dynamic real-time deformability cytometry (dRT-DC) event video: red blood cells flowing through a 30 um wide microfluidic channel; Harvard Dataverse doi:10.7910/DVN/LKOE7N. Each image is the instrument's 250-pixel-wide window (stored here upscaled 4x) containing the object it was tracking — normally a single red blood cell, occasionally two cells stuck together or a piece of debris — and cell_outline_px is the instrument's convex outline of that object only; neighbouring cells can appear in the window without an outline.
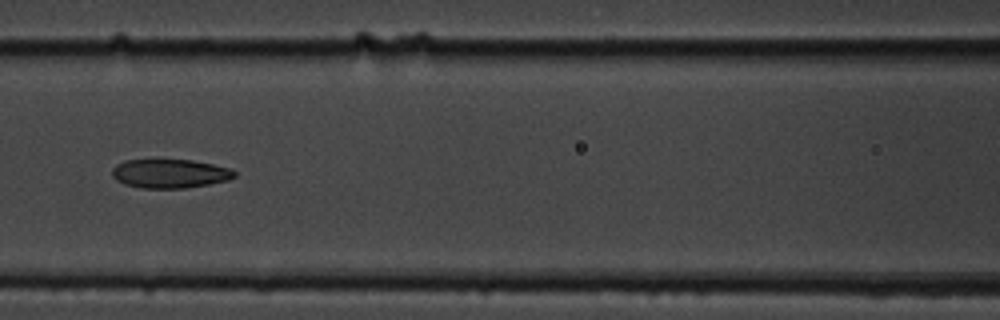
{"species": "common noctule bat (a hibernating species)", "species_latin": "Nyctalus noctula", "temperature_condition": "cold", "stored_images_in_passage": 7, "camera_frame_rate_fps": 3000, "um_per_image_px": 0.085, "animal": {"sex": "male", "body_mass_g": 19.5, "forearm_length_mm": 54.6}, "frame": {"image": 1, "passage_image": 4, "time_ms": 3.667, "image_size_px": [1000, 320], "cell_outline_px": [[236, 176], [228, 180], [208, 184], [184, 188], [140, 188], [124, 184], [116, 180], [112, 176], [112, 168], [116, 164], [124, 160], [156, 156], [192, 160], [232, 168], [236, 172]], "centroid_in_image_um": [14.38, 14.69], "position_along_channel_um": 152.2, "area_um2": 21.68}}
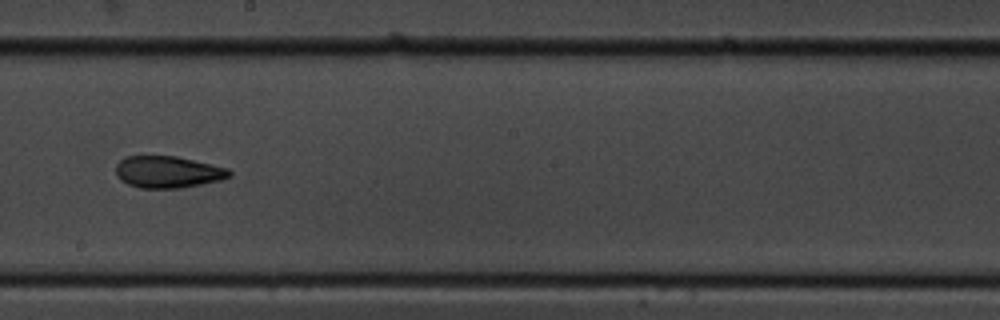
{"frame": {"image": 2, "passage_image": 6, "time_ms": 6.0, "image_size_px": [1000, 320], "cell_outline_px": [[232, 172], [228, 176], [220, 180], [180, 188], [140, 188], [128, 184], [120, 180], [116, 176], [116, 164], [124, 156], [176, 156], [228, 168]], "centroid_in_image_um": [14.22, 14.61], "position_along_channel_um": 234.0, "area_um2": 20.98}}
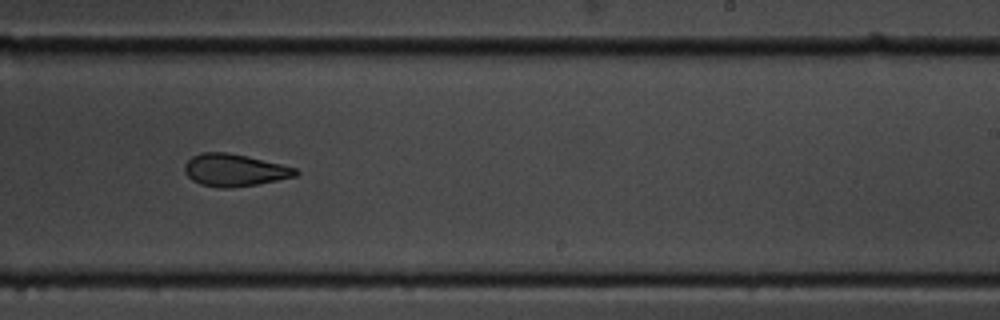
{"frame": {"image": 3, "passage_image": 7, "time_ms": 7.0, "image_size_px": [1000, 320], "cell_outline_px": [[300, 172], [296, 176], [256, 184], [228, 188], [220, 188], [200, 184], [192, 180], [184, 172], [184, 164], [192, 156], [200, 152], [228, 152], [248, 156], [296, 168]], "centroid_in_image_um": [19.89, 14.45], "position_along_channel_um": 269.1, "area_um2": 20.87}}